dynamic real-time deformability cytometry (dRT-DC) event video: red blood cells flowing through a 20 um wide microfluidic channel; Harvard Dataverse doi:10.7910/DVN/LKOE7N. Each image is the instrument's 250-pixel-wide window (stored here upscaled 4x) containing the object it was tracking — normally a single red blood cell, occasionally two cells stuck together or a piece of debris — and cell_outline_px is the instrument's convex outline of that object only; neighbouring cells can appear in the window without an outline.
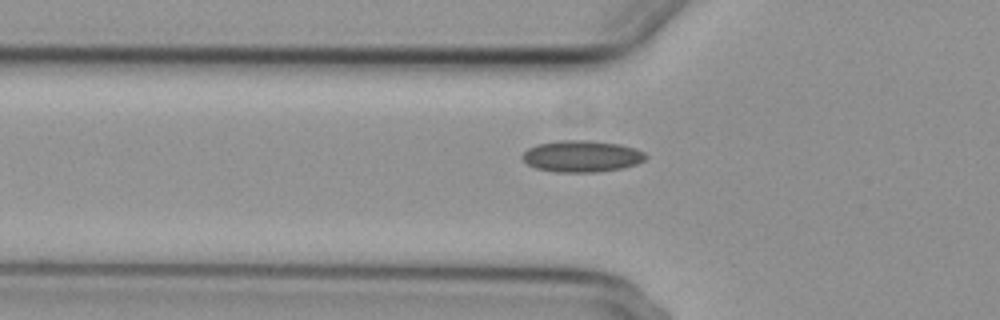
{"species": "common noctule bat (a hibernating species)", "species_latin": "Nyctalus noctula", "temperature_condition": "cold", "stored_images_in_passage": 6, "camera_frame_rate_fps": 3000, "um_per_image_px": 0.085, "animal": {"sex": "female", "body_mass_g": 29.2, "forearm_length_mm": 56.3}, "frame": {"image": 1, "passage_image": 6, "time_ms": 6.333, "image_size_px": [1000, 320], "cell_outline_px": [[648, 156], [644, 160], [636, 164], [624, 168], [596, 172], [556, 172], [536, 168], [528, 164], [520, 156], [528, 148], [536, 144], [560, 140], [588, 140], [620, 144], [636, 148], [644, 152]], "centroid_in_image_um": [49.46, 13.27], "position_along_channel_um": 76.3, "area_um2": 22.83}}